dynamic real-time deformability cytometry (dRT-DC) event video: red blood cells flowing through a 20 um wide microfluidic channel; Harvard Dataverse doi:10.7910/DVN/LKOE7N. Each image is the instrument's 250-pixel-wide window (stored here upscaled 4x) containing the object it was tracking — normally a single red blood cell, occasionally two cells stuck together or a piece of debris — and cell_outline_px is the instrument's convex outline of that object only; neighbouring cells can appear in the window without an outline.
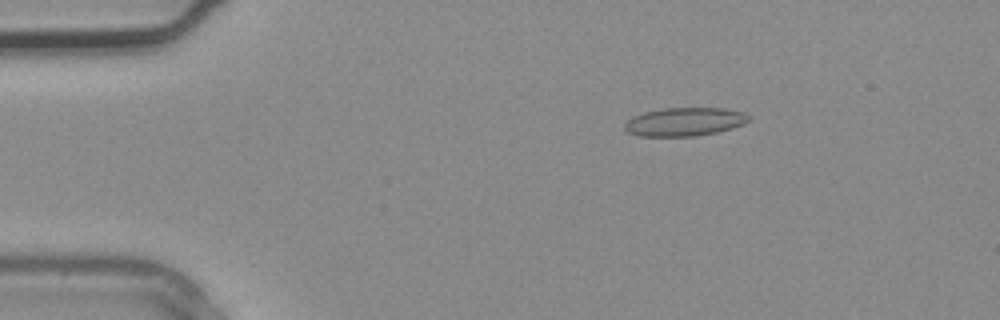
{"species": "common noctule bat (a hibernating species)", "species_latin": "Nyctalus noctula", "temperature_condition": "warm", "stored_images_in_passage": 4, "camera_frame_rate_fps": 3000, "um_per_image_px": 0.085, "animal": {"sex": "male", "body_mass_g": 20.4}, "frame": {"image": 1, "passage_image": 2, "time_ms": 0.333, "image_size_px": [1000, 320], "cell_outline_px": [[752, 120], [744, 124], [732, 128], [716, 132], [696, 136], [640, 136], [628, 132], [624, 128], [624, 124], [632, 116], [644, 112], [664, 108], [724, 108], [744, 112], [752, 116]], "centroid_in_image_um": [58.24, 10.34], "position_along_channel_um": 26.8, "area_um2": 20.75}}